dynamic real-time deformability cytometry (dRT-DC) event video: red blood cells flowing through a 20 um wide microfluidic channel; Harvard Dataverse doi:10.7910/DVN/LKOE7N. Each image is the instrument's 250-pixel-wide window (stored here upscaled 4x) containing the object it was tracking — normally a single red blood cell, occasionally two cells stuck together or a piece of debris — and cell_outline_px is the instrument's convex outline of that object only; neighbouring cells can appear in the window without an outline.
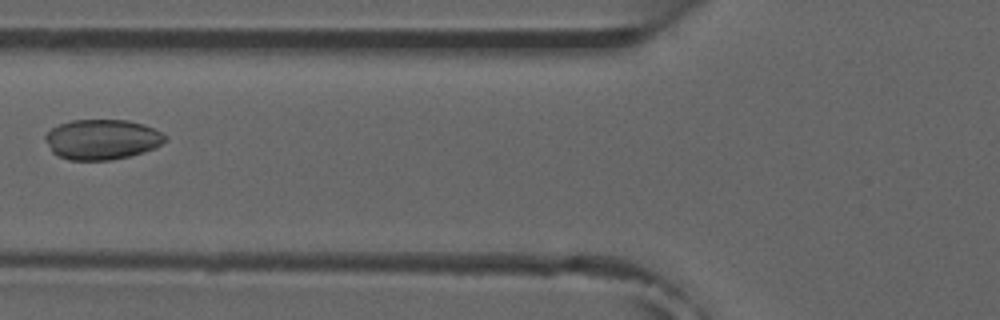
{"species": "common noctule bat (a hibernating species)", "species_latin": "Nyctalus noctula", "temperature_condition": "room temperature", "stored_images_in_passage": 4, "camera_frame_rate_fps": 3000, "um_per_image_px": 0.085, "animal": {"sex": "male", "forearm_length_mm": 52.5}, "frame": {"image": 1, "passage_image": 4, "time_ms": 3.333, "image_size_px": [1000, 320], "cell_outline_px": [[168, 140], [152, 148], [128, 156], [108, 160], [68, 160], [56, 156], [52, 152], [44, 140], [44, 136], [52, 128], [60, 124], [72, 120], [128, 120], [144, 124], [168, 136]], "centroid_in_image_um": [8.63, 11.85], "position_along_channel_um": 117.2, "area_um2": 27.98}}